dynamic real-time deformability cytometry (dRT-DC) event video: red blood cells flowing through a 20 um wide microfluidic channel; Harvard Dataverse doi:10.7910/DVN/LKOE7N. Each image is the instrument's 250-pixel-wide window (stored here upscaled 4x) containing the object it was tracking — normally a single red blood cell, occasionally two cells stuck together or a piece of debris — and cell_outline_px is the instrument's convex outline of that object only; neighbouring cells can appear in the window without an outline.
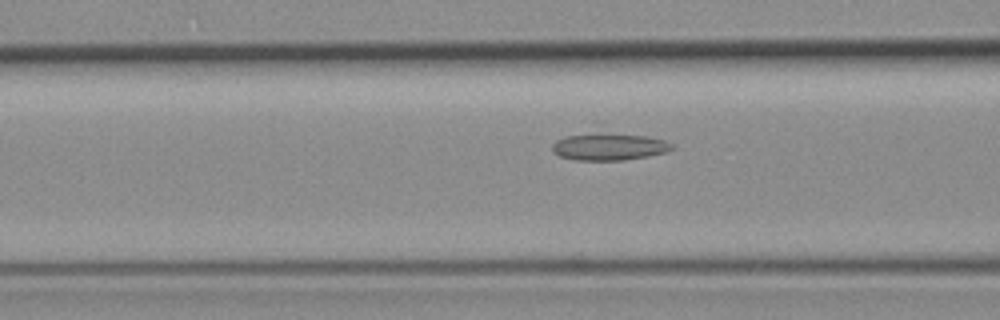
{"species": "common noctule bat (a hibernating species)", "species_latin": "Nyctalus noctula", "temperature_condition": "room temperature", "stored_images_in_passage": 56, "segment_of_instrument_passage": [1, 2], "camera_frame_rate_fps": 3000, "um_per_image_px": 0.085, "animal": {"sex": "female", "body_mass_g": 19.3, "forearm_length_mm": 54.1}, "frame": {"image": 1, "passage_image": 21, "time_ms": 6.667, "image_size_px": [1000, 320], "cell_outline_px": [[676, 148], [668, 152], [648, 156], [624, 160], [572, 160], [560, 156], [552, 152], [552, 144], [556, 140], [564, 136], [648, 136], [664, 140], [672, 144]], "centroid_in_image_um": [51.8, 12.53], "position_along_channel_um": 114.8, "area_um2": 18.03}}
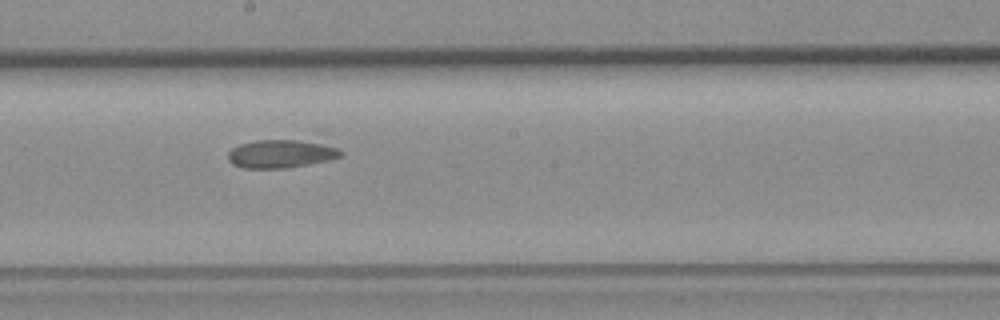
{"frame": {"image": 2, "passage_image": 30, "time_ms": 9.667, "image_size_px": [1000, 320], "cell_outline_px": [[344, 152], [340, 156], [328, 160], [308, 164], [284, 168], [244, 168], [232, 164], [228, 160], [228, 152], [232, 148], [240, 144], [256, 140], [296, 140], [320, 144], [336, 148]], "centroid_in_image_um": [23.81, 13.08], "position_along_channel_um": 224.4, "area_um2": 18.15}}
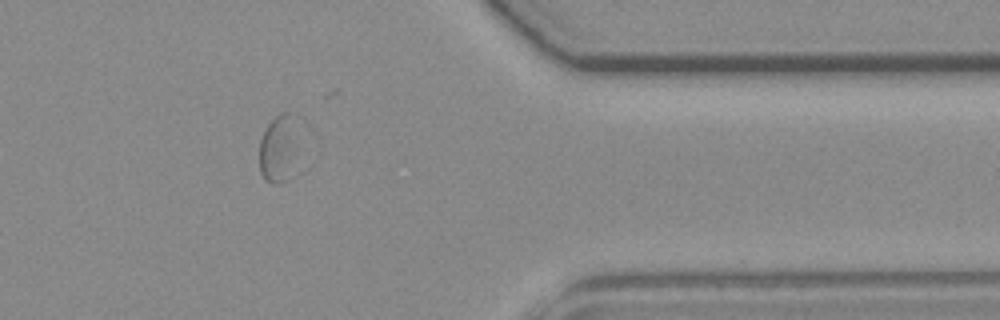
{"frame": {"image": 3, "passage_image": 45, "time_ms": 14.667, "image_size_px": [1000, 320], "cell_outline_px": [[288, 180], [272, 184], [264, 180], [260, 172], [260, 140], [268, 124], [280, 112], [288, 112]], "centroid_in_image_um": [23.39, 12.76], "position_along_channel_um": 388.0, "area_um2": 12.31}}